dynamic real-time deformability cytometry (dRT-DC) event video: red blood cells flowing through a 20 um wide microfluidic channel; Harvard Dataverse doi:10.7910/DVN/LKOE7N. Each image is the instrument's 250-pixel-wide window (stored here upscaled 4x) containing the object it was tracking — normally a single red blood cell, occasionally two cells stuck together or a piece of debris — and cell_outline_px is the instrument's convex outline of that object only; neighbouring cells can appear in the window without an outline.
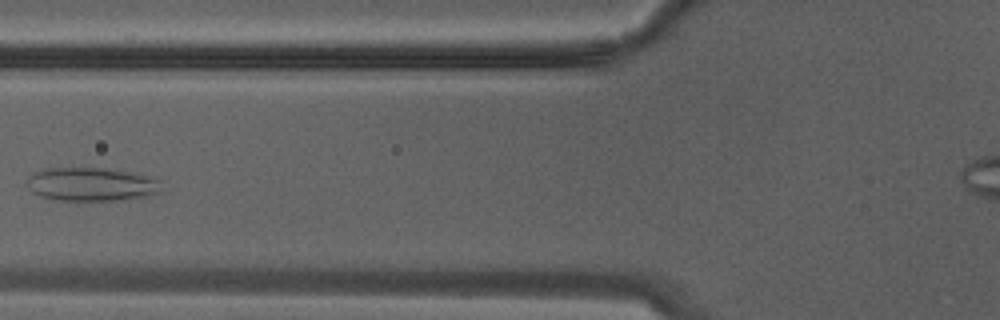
{"species": "Egyptian fruit bat (a non-hibernating species)", "species_latin": "Rousettus aegyptiacus", "temperature_condition": "warm", "stored_images_in_passage": 8, "camera_frame_rate_fps": 3000, "um_per_image_px": 0.085, "animal": {"sex": "male"}, "frame": {"image": 1, "passage_image": 7, "time_ms": 2.0, "image_size_px": [1000, 320], "cell_outline_px": [[164, 192], [148, 196], [128, 200], [52, 200], [40, 196], [32, 192], [24, 184], [28, 176], [44, 168], [112, 168], [160, 180]], "centroid_in_image_um": [7.77, 15.68], "position_along_channel_um": 118.0, "area_um2": 26.76}}